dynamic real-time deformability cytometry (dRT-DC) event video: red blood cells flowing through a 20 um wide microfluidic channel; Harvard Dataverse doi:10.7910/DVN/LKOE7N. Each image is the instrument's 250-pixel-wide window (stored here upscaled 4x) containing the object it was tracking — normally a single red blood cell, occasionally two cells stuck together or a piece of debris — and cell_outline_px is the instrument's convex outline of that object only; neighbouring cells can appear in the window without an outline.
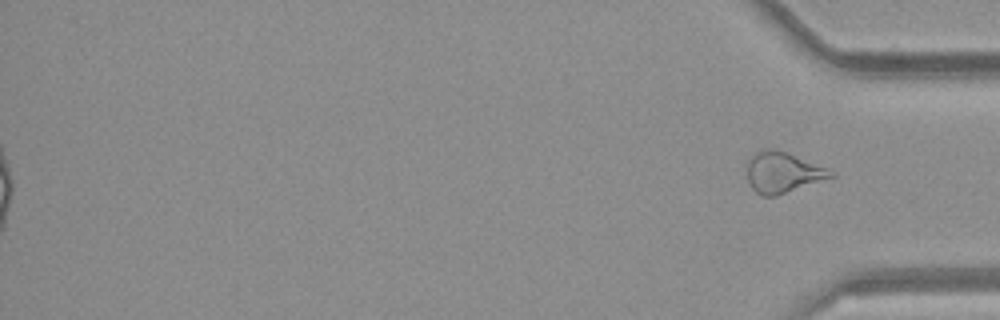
{"species": "common noctule bat (a hibernating species)", "species_latin": "Nyctalus noctula", "temperature_condition": "room temperature", "stored_images_in_passage": 43, "segment_of_instrument_passage": [2, 2], "camera_frame_rate_fps": 3000, "um_per_image_px": 0.085, "animal": {"sex": "female", "body_mass_g": 21.9}, "frame": {"image": 1, "passage_image": 43, "time_ms": 14.0, "image_size_px": [1000, 320], "cell_outline_px": [[836, 176], [776, 196], [764, 196], [756, 192], [752, 188], [748, 180], [744, 164], [756, 152], [764, 148], [776, 148], [788, 152], [828, 168], [836, 172]], "centroid_in_image_um": [66.53, 14.63], "position_along_channel_um": 368.7, "area_um2": 20.35}}